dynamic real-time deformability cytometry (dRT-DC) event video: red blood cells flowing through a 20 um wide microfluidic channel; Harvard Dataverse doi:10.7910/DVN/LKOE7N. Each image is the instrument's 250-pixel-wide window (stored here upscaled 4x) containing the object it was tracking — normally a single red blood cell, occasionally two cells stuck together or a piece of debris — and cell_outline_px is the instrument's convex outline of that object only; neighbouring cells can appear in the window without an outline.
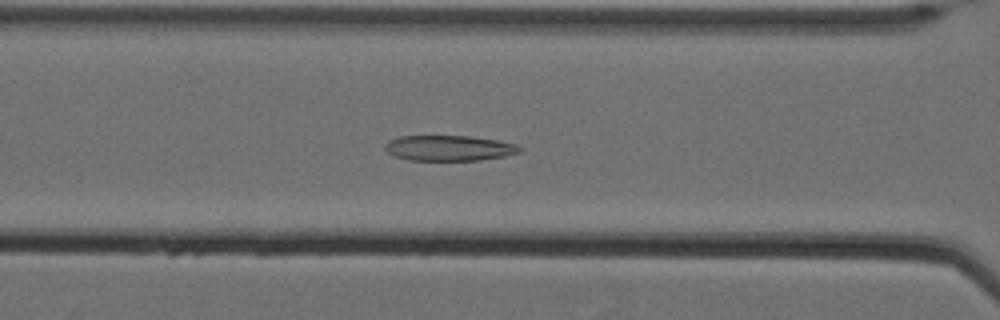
{"species": "Egyptian fruit bat (a non-hibernating species)", "species_latin": "Rousettus aegyptiacus", "temperature_condition": "cold", "stored_images_in_passage": 59, "camera_frame_rate_fps": 3000, "um_per_image_px": 0.085, "animal": {"sex": "female"}, "frame": {"image": 1, "passage_image": 27, "time_ms": 8.667, "image_size_px": [1000, 320], "cell_outline_px": [[524, 148], [520, 152], [504, 156], [480, 160], [408, 160], [396, 156], [388, 152], [384, 148], [384, 144], [388, 140], [400, 136], [472, 136], [496, 140], [516, 144]], "centroid_in_image_um": [38.17, 12.58], "position_along_channel_um": 128.4, "area_um2": 20.0}}
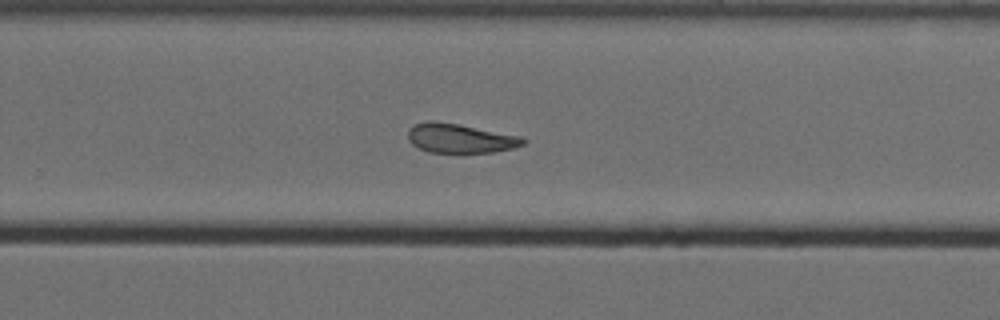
{"frame": {"image": 2, "passage_image": 41, "time_ms": 13.333, "image_size_px": [1000, 320], "cell_outline_px": [[528, 140], [524, 144], [512, 148], [492, 152], [428, 152], [412, 144], [408, 140], [408, 128], [416, 124], [428, 120], [436, 120], [520, 136]], "centroid_in_image_um": [39.08, 11.75], "position_along_channel_um": 290.7, "area_um2": 19.48}}
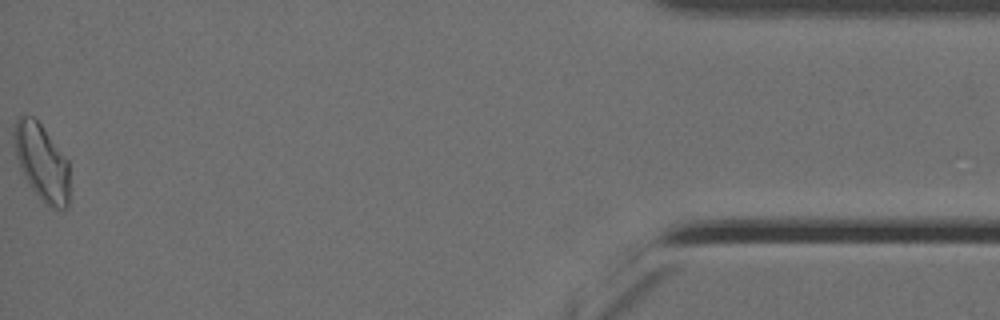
{"frame": {"image": 3, "passage_image": 59, "time_ms": 19.333, "image_size_px": [1000, 320], "cell_outline_px": [[68, 208], [52, 208], [44, 204], [40, 200], [24, 176], [20, 168], [16, 156], [12, 132], [16, 116], [32, 116], [40, 124], [68, 160]], "centroid_in_image_um": [3.52, 13.78], "position_along_channel_um": 431.7, "area_um2": 24.68}, "authors_computed_cell_mechanics": {"area_um2": 22.1374, "velocity_mm_per_s": 3.4779, "shape_relaxation_time_tau1_ms": null, "shape_relaxation_time_tau2_ms": 3.9166, "deformation_change_tau1": null, "deformation_change_tau2": 0.1202}}